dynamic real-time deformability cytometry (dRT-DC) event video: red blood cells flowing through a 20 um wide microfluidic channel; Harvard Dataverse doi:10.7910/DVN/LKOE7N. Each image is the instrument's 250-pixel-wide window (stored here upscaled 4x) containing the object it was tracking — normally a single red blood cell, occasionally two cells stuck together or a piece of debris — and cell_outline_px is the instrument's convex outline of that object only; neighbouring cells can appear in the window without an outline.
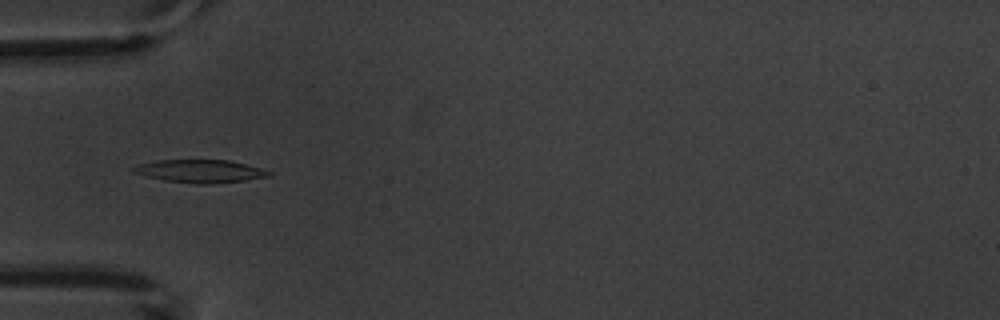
{"species": "common noctule bat (a hibernating species)", "species_latin": "Nyctalus noctula", "temperature_condition": "warm", "stored_images_in_passage": 5, "camera_frame_rate_fps": 3000, "um_per_image_px": 0.085, "animal": {"sex": "male", "body_mass_g": 20.1, "forearm_length_mm": 53.5}, "frame": {"image": 1, "passage_image": 5, "time_ms": 5.333, "image_size_px": [1000, 320], "cell_outline_px": [[272, 176], [244, 180], [204, 184], [196, 184], [164, 180], [132, 172], [132, 168], [140, 164], [156, 160], [228, 160], [260, 168], [272, 172]], "centroid_in_image_um": [17.02, 14.54], "position_along_channel_um": 68.0, "area_um2": 17.8}}